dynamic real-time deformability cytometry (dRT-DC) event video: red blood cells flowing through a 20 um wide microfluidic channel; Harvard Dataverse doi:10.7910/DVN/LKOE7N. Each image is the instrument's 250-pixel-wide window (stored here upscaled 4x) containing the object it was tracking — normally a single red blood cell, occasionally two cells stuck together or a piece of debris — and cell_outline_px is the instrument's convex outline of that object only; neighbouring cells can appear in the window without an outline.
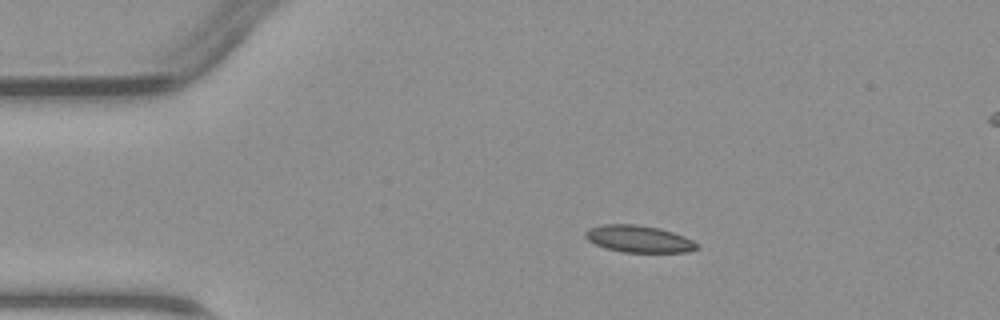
{"species": "common noctule bat (a hibernating species)", "species_latin": "Nyctalus noctula", "temperature_condition": "warm", "stored_images_in_passage": 4, "segment_of_instrument_passage": [1, 2], "camera_frame_rate_fps": 3000, "um_per_image_px": 0.085, "animal": {"sex": "male", "body_mass_g": 23.1, "forearm_length_mm": 52.7}, "frame": {"image": 1, "passage_image": 2, "time_ms": 1.333, "image_size_px": [1000, 320], "cell_outline_px": [[700, 248], [688, 252], [624, 252], [604, 248], [588, 240], [584, 236], [584, 232], [588, 228], [600, 224], [636, 224], [660, 228], [684, 236], [700, 244]], "centroid_in_image_um": [54.3, 20.3], "position_along_channel_um": 30.7, "area_um2": 17.74}}